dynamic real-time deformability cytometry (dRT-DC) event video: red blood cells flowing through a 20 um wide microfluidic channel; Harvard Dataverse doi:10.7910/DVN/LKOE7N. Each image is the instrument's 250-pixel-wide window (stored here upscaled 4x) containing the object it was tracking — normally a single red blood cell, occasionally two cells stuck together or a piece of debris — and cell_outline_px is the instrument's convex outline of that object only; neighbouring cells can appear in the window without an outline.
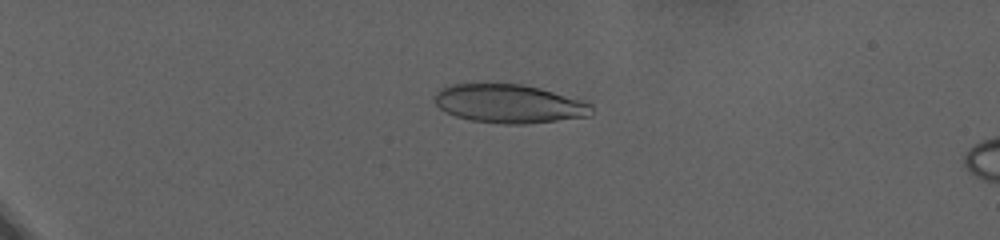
{"species": "human", "species_latin": "Homo sapiens", "temperature_condition": "warm", "stored_images_in_passage": 67, "camera_frame_rate_fps": 3000, "um_per_image_px": 0.085, "donor": {"sex": "female"}, "frame": {"image": 1, "passage_image": 19, "time_ms": 6.0, "image_size_px": [1000, 240], "cell_outline_px": [[592, 116], [524, 124], [504, 124], [472, 120], [456, 116], [440, 108], [436, 104], [432, 96], [440, 88], [448, 84], [520, 84], [540, 88], [580, 100], [592, 104]], "centroid_in_image_um": [43.25, 8.81], "position_along_channel_um": 41.7, "area_um2": 35.2}}
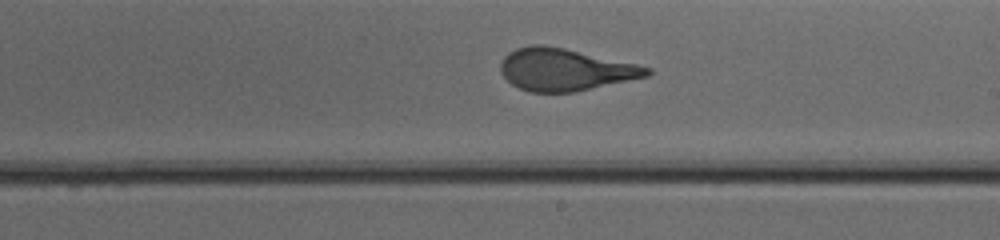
{"frame": {"image": 2, "passage_image": 48, "time_ms": 15.667, "image_size_px": [1000, 240], "cell_outline_px": [[652, 72], [648, 76], [576, 92], [532, 92], [520, 88], [512, 84], [500, 72], [500, 64], [504, 56], [508, 52], [516, 48], [532, 44], [544, 44], [564, 48], [636, 64], [652, 68]], "centroid_in_image_um": [48.01, 5.91], "position_along_channel_um": 241.0, "area_um2": 35.89}}
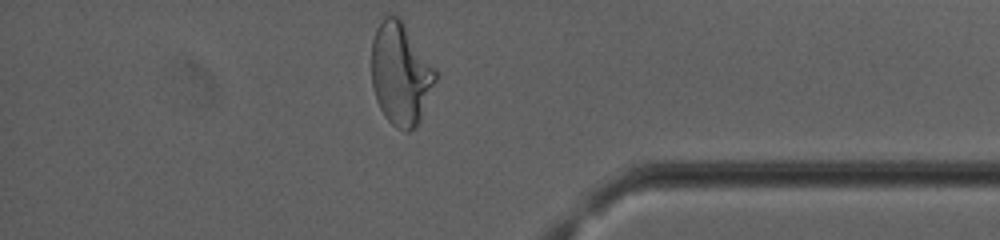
{"frame": {"image": 3, "passage_image": 66, "time_ms": 21.667, "image_size_px": [1000, 240], "cell_outline_px": [[440, 72], [420, 120], [416, 128], [408, 132], [404, 132], [396, 128], [384, 116], [376, 100], [372, 84], [372, 40], [376, 28], [384, 16], [388, 12], [400, 16]], "centroid_in_image_um": [34.09, 6.24], "position_along_channel_um": 401.1, "area_um2": 39.19}, "authors_computed_cell_mechanics": {"area_um2": 36.5296, "velocity_mm_per_s": 2.8818, "shape_relaxation_time_tau1_ms": 7.7119, "shape_relaxation_time_tau2_ms": null, "deformation_change_tau1": 0.2391, "deformation_change_tau2": null}}